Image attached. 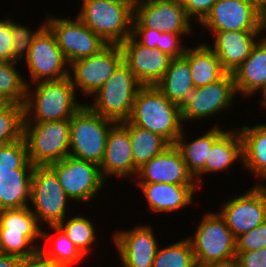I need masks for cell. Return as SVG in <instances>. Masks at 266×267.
I'll list each match as a JSON object with an SVG mask.
<instances>
[{"label": "cell", "instance_id": "obj_31", "mask_svg": "<svg viewBox=\"0 0 266 267\" xmlns=\"http://www.w3.org/2000/svg\"><path fill=\"white\" fill-rule=\"evenodd\" d=\"M44 228H49L52 233L55 232V236L52 237L54 234H50L49 229ZM41 241V244L46 243L48 247L46 248V245L43 244L44 246L41 245L40 250L58 267H73L81 261L84 262V259L87 260L58 226L43 227Z\"/></svg>", "mask_w": 266, "mask_h": 267}, {"label": "cell", "instance_id": "obj_9", "mask_svg": "<svg viewBox=\"0 0 266 267\" xmlns=\"http://www.w3.org/2000/svg\"><path fill=\"white\" fill-rule=\"evenodd\" d=\"M115 123L84 104L70 119L69 156L100 166L108 132Z\"/></svg>", "mask_w": 266, "mask_h": 267}, {"label": "cell", "instance_id": "obj_47", "mask_svg": "<svg viewBox=\"0 0 266 267\" xmlns=\"http://www.w3.org/2000/svg\"><path fill=\"white\" fill-rule=\"evenodd\" d=\"M261 93V101L260 105L266 109V83L265 85L259 90V94Z\"/></svg>", "mask_w": 266, "mask_h": 267}, {"label": "cell", "instance_id": "obj_42", "mask_svg": "<svg viewBox=\"0 0 266 267\" xmlns=\"http://www.w3.org/2000/svg\"><path fill=\"white\" fill-rule=\"evenodd\" d=\"M161 31L150 28H132V37L140 44L149 48H156L159 44Z\"/></svg>", "mask_w": 266, "mask_h": 267}, {"label": "cell", "instance_id": "obj_26", "mask_svg": "<svg viewBox=\"0 0 266 267\" xmlns=\"http://www.w3.org/2000/svg\"><path fill=\"white\" fill-rule=\"evenodd\" d=\"M240 161L242 166V138L237 128L227 130L213 143L205 161L204 168L194 177L199 187L203 176L207 174H221L231 170L234 164ZM230 168V169H229ZM219 172V173H218ZM200 183V184H199Z\"/></svg>", "mask_w": 266, "mask_h": 267}, {"label": "cell", "instance_id": "obj_46", "mask_svg": "<svg viewBox=\"0 0 266 267\" xmlns=\"http://www.w3.org/2000/svg\"><path fill=\"white\" fill-rule=\"evenodd\" d=\"M195 267H236L235 263H226V264H199L197 263Z\"/></svg>", "mask_w": 266, "mask_h": 267}, {"label": "cell", "instance_id": "obj_48", "mask_svg": "<svg viewBox=\"0 0 266 267\" xmlns=\"http://www.w3.org/2000/svg\"><path fill=\"white\" fill-rule=\"evenodd\" d=\"M146 1H151V0H128V2L134 7L135 5L146 2Z\"/></svg>", "mask_w": 266, "mask_h": 267}, {"label": "cell", "instance_id": "obj_13", "mask_svg": "<svg viewBox=\"0 0 266 267\" xmlns=\"http://www.w3.org/2000/svg\"><path fill=\"white\" fill-rule=\"evenodd\" d=\"M28 70L26 84L61 80L69 76V63L57 44L54 34L45 25L34 37L28 57L22 63ZM28 79V80H27Z\"/></svg>", "mask_w": 266, "mask_h": 267}, {"label": "cell", "instance_id": "obj_43", "mask_svg": "<svg viewBox=\"0 0 266 267\" xmlns=\"http://www.w3.org/2000/svg\"><path fill=\"white\" fill-rule=\"evenodd\" d=\"M18 267H58L40 249L34 254L21 258Z\"/></svg>", "mask_w": 266, "mask_h": 267}, {"label": "cell", "instance_id": "obj_32", "mask_svg": "<svg viewBox=\"0 0 266 267\" xmlns=\"http://www.w3.org/2000/svg\"><path fill=\"white\" fill-rule=\"evenodd\" d=\"M90 218V219H89ZM68 237V239L75 244L80 252L87 258L92 255L93 248L97 244L98 232L91 217H86L83 214L70 216L65 218L57 225ZM94 244V245H93ZM90 255V256H89Z\"/></svg>", "mask_w": 266, "mask_h": 267}, {"label": "cell", "instance_id": "obj_20", "mask_svg": "<svg viewBox=\"0 0 266 267\" xmlns=\"http://www.w3.org/2000/svg\"><path fill=\"white\" fill-rule=\"evenodd\" d=\"M123 62L142 86H155L168 69L172 57L156 48H149L129 36L120 44Z\"/></svg>", "mask_w": 266, "mask_h": 267}, {"label": "cell", "instance_id": "obj_30", "mask_svg": "<svg viewBox=\"0 0 266 267\" xmlns=\"http://www.w3.org/2000/svg\"><path fill=\"white\" fill-rule=\"evenodd\" d=\"M189 66L196 88L215 82L227 73L217 54L204 41L189 47Z\"/></svg>", "mask_w": 266, "mask_h": 267}, {"label": "cell", "instance_id": "obj_33", "mask_svg": "<svg viewBox=\"0 0 266 267\" xmlns=\"http://www.w3.org/2000/svg\"><path fill=\"white\" fill-rule=\"evenodd\" d=\"M133 163L139 169L170 144L160 135L129 123Z\"/></svg>", "mask_w": 266, "mask_h": 267}, {"label": "cell", "instance_id": "obj_10", "mask_svg": "<svg viewBox=\"0 0 266 267\" xmlns=\"http://www.w3.org/2000/svg\"><path fill=\"white\" fill-rule=\"evenodd\" d=\"M236 97L232 73H226L205 86L190 89L178 104L184 126L189 122L198 123L200 120H208L209 117L212 119L216 114H223V111L225 113L234 106Z\"/></svg>", "mask_w": 266, "mask_h": 267}, {"label": "cell", "instance_id": "obj_23", "mask_svg": "<svg viewBox=\"0 0 266 267\" xmlns=\"http://www.w3.org/2000/svg\"><path fill=\"white\" fill-rule=\"evenodd\" d=\"M266 30L242 31H209L212 44L204 39L208 46L217 54L223 69L233 73L250 55L251 49L264 35ZM260 36V37H259Z\"/></svg>", "mask_w": 266, "mask_h": 267}, {"label": "cell", "instance_id": "obj_29", "mask_svg": "<svg viewBox=\"0 0 266 267\" xmlns=\"http://www.w3.org/2000/svg\"><path fill=\"white\" fill-rule=\"evenodd\" d=\"M155 87L177 105L184 99L185 94L194 88L189 66V46L183 56L172 58L168 69Z\"/></svg>", "mask_w": 266, "mask_h": 267}, {"label": "cell", "instance_id": "obj_3", "mask_svg": "<svg viewBox=\"0 0 266 267\" xmlns=\"http://www.w3.org/2000/svg\"><path fill=\"white\" fill-rule=\"evenodd\" d=\"M31 85H27L24 123L70 120L85 104L82 100L78 101L80 94L76 93L69 76Z\"/></svg>", "mask_w": 266, "mask_h": 267}, {"label": "cell", "instance_id": "obj_4", "mask_svg": "<svg viewBox=\"0 0 266 267\" xmlns=\"http://www.w3.org/2000/svg\"><path fill=\"white\" fill-rule=\"evenodd\" d=\"M70 151V120L23 123V144L15 167L49 166Z\"/></svg>", "mask_w": 266, "mask_h": 267}, {"label": "cell", "instance_id": "obj_5", "mask_svg": "<svg viewBox=\"0 0 266 267\" xmlns=\"http://www.w3.org/2000/svg\"><path fill=\"white\" fill-rule=\"evenodd\" d=\"M129 123L148 129L175 144L185 127L177 104L155 86H142L135 97Z\"/></svg>", "mask_w": 266, "mask_h": 267}, {"label": "cell", "instance_id": "obj_36", "mask_svg": "<svg viewBox=\"0 0 266 267\" xmlns=\"http://www.w3.org/2000/svg\"><path fill=\"white\" fill-rule=\"evenodd\" d=\"M42 22L43 23L37 27V30H33L29 25L27 26L22 23H16L11 17V36L13 46L12 62L19 63L26 60L34 37L45 26V20Z\"/></svg>", "mask_w": 266, "mask_h": 267}, {"label": "cell", "instance_id": "obj_27", "mask_svg": "<svg viewBox=\"0 0 266 267\" xmlns=\"http://www.w3.org/2000/svg\"><path fill=\"white\" fill-rule=\"evenodd\" d=\"M237 129L242 138L243 170L257 177L255 185H266V123L242 124Z\"/></svg>", "mask_w": 266, "mask_h": 267}, {"label": "cell", "instance_id": "obj_22", "mask_svg": "<svg viewBox=\"0 0 266 267\" xmlns=\"http://www.w3.org/2000/svg\"><path fill=\"white\" fill-rule=\"evenodd\" d=\"M24 106L7 103L0 109V181L13 170L23 144Z\"/></svg>", "mask_w": 266, "mask_h": 267}, {"label": "cell", "instance_id": "obj_34", "mask_svg": "<svg viewBox=\"0 0 266 267\" xmlns=\"http://www.w3.org/2000/svg\"><path fill=\"white\" fill-rule=\"evenodd\" d=\"M17 65L16 62L0 61V96L8 103L24 106L27 84Z\"/></svg>", "mask_w": 266, "mask_h": 267}, {"label": "cell", "instance_id": "obj_16", "mask_svg": "<svg viewBox=\"0 0 266 267\" xmlns=\"http://www.w3.org/2000/svg\"><path fill=\"white\" fill-rule=\"evenodd\" d=\"M182 3L175 0H151L134 6L132 28H150L174 34H195V23Z\"/></svg>", "mask_w": 266, "mask_h": 267}, {"label": "cell", "instance_id": "obj_12", "mask_svg": "<svg viewBox=\"0 0 266 267\" xmlns=\"http://www.w3.org/2000/svg\"><path fill=\"white\" fill-rule=\"evenodd\" d=\"M46 16L45 25L54 34L69 65L76 60L99 53L108 45L77 16L60 17L50 13Z\"/></svg>", "mask_w": 266, "mask_h": 267}, {"label": "cell", "instance_id": "obj_21", "mask_svg": "<svg viewBox=\"0 0 266 267\" xmlns=\"http://www.w3.org/2000/svg\"><path fill=\"white\" fill-rule=\"evenodd\" d=\"M136 183L197 184L188 171L181 151L170 144L161 153L142 165L135 177Z\"/></svg>", "mask_w": 266, "mask_h": 267}, {"label": "cell", "instance_id": "obj_25", "mask_svg": "<svg viewBox=\"0 0 266 267\" xmlns=\"http://www.w3.org/2000/svg\"><path fill=\"white\" fill-rule=\"evenodd\" d=\"M265 32L251 49L250 55L232 73L237 95L248 99L258 94L266 83V36ZM240 93V94H239ZM244 96V97H243Z\"/></svg>", "mask_w": 266, "mask_h": 267}, {"label": "cell", "instance_id": "obj_2", "mask_svg": "<svg viewBox=\"0 0 266 267\" xmlns=\"http://www.w3.org/2000/svg\"><path fill=\"white\" fill-rule=\"evenodd\" d=\"M42 229L29 206L1 180L0 254L20 258L34 254L42 245Z\"/></svg>", "mask_w": 266, "mask_h": 267}, {"label": "cell", "instance_id": "obj_35", "mask_svg": "<svg viewBox=\"0 0 266 267\" xmlns=\"http://www.w3.org/2000/svg\"><path fill=\"white\" fill-rule=\"evenodd\" d=\"M158 248L152 267H195L196 260L190 240L183 238L177 242Z\"/></svg>", "mask_w": 266, "mask_h": 267}, {"label": "cell", "instance_id": "obj_51", "mask_svg": "<svg viewBox=\"0 0 266 267\" xmlns=\"http://www.w3.org/2000/svg\"><path fill=\"white\" fill-rule=\"evenodd\" d=\"M175 1L182 3L184 0H175Z\"/></svg>", "mask_w": 266, "mask_h": 267}, {"label": "cell", "instance_id": "obj_14", "mask_svg": "<svg viewBox=\"0 0 266 267\" xmlns=\"http://www.w3.org/2000/svg\"><path fill=\"white\" fill-rule=\"evenodd\" d=\"M122 62L120 45L108 44L99 53L72 62L69 66V77L77 93L79 91L84 98H90Z\"/></svg>", "mask_w": 266, "mask_h": 267}, {"label": "cell", "instance_id": "obj_50", "mask_svg": "<svg viewBox=\"0 0 266 267\" xmlns=\"http://www.w3.org/2000/svg\"><path fill=\"white\" fill-rule=\"evenodd\" d=\"M118 1H121V2H128V0H118Z\"/></svg>", "mask_w": 266, "mask_h": 267}, {"label": "cell", "instance_id": "obj_37", "mask_svg": "<svg viewBox=\"0 0 266 267\" xmlns=\"http://www.w3.org/2000/svg\"><path fill=\"white\" fill-rule=\"evenodd\" d=\"M266 247V221L236 238V252L255 251Z\"/></svg>", "mask_w": 266, "mask_h": 267}, {"label": "cell", "instance_id": "obj_15", "mask_svg": "<svg viewBox=\"0 0 266 267\" xmlns=\"http://www.w3.org/2000/svg\"><path fill=\"white\" fill-rule=\"evenodd\" d=\"M222 203L219 214L237 238L266 221V185H252Z\"/></svg>", "mask_w": 266, "mask_h": 267}, {"label": "cell", "instance_id": "obj_40", "mask_svg": "<svg viewBox=\"0 0 266 267\" xmlns=\"http://www.w3.org/2000/svg\"><path fill=\"white\" fill-rule=\"evenodd\" d=\"M217 1L218 0H184L182 5L188 17L193 20L194 23L199 24Z\"/></svg>", "mask_w": 266, "mask_h": 267}, {"label": "cell", "instance_id": "obj_17", "mask_svg": "<svg viewBox=\"0 0 266 267\" xmlns=\"http://www.w3.org/2000/svg\"><path fill=\"white\" fill-rule=\"evenodd\" d=\"M198 26L205 32L266 30L256 0H218Z\"/></svg>", "mask_w": 266, "mask_h": 267}, {"label": "cell", "instance_id": "obj_39", "mask_svg": "<svg viewBox=\"0 0 266 267\" xmlns=\"http://www.w3.org/2000/svg\"><path fill=\"white\" fill-rule=\"evenodd\" d=\"M11 15L0 19V61L12 62Z\"/></svg>", "mask_w": 266, "mask_h": 267}, {"label": "cell", "instance_id": "obj_41", "mask_svg": "<svg viewBox=\"0 0 266 267\" xmlns=\"http://www.w3.org/2000/svg\"><path fill=\"white\" fill-rule=\"evenodd\" d=\"M236 267H266V247L248 252H236Z\"/></svg>", "mask_w": 266, "mask_h": 267}, {"label": "cell", "instance_id": "obj_18", "mask_svg": "<svg viewBox=\"0 0 266 267\" xmlns=\"http://www.w3.org/2000/svg\"><path fill=\"white\" fill-rule=\"evenodd\" d=\"M150 224H136L131 229H117L112 235L121 264L118 267H152L161 244Z\"/></svg>", "mask_w": 266, "mask_h": 267}, {"label": "cell", "instance_id": "obj_19", "mask_svg": "<svg viewBox=\"0 0 266 267\" xmlns=\"http://www.w3.org/2000/svg\"><path fill=\"white\" fill-rule=\"evenodd\" d=\"M137 171L138 168L133 163L129 122L115 123L108 132L106 149L100 164L101 175L105 181L112 177L133 180Z\"/></svg>", "mask_w": 266, "mask_h": 267}, {"label": "cell", "instance_id": "obj_6", "mask_svg": "<svg viewBox=\"0 0 266 267\" xmlns=\"http://www.w3.org/2000/svg\"><path fill=\"white\" fill-rule=\"evenodd\" d=\"M77 17L108 44L120 45L132 35L134 7L118 0H81Z\"/></svg>", "mask_w": 266, "mask_h": 267}, {"label": "cell", "instance_id": "obj_45", "mask_svg": "<svg viewBox=\"0 0 266 267\" xmlns=\"http://www.w3.org/2000/svg\"><path fill=\"white\" fill-rule=\"evenodd\" d=\"M259 17L261 22L266 27V0H256Z\"/></svg>", "mask_w": 266, "mask_h": 267}, {"label": "cell", "instance_id": "obj_1", "mask_svg": "<svg viewBox=\"0 0 266 267\" xmlns=\"http://www.w3.org/2000/svg\"><path fill=\"white\" fill-rule=\"evenodd\" d=\"M3 181L29 206L43 227L57 226L70 214L67 211L72 201L49 166L14 167Z\"/></svg>", "mask_w": 266, "mask_h": 267}, {"label": "cell", "instance_id": "obj_28", "mask_svg": "<svg viewBox=\"0 0 266 267\" xmlns=\"http://www.w3.org/2000/svg\"><path fill=\"white\" fill-rule=\"evenodd\" d=\"M186 127L177 138L175 145L181 151L184 162L186 163L188 171L195 177L205 166V161L208 160V154L212 148L213 143L226 131L223 126L215 123L205 133L197 136L191 141L186 138ZM185 130V131H184Z\"/></svg>", "mask_w": 266, "mask_h": 267}, {"label": "cell", "instance_id": "obj_44", "mask_svg": "<svg viewBox=\"0 0 266 267\" xmlns=\"http://www.w3.org/2000/svg\"><path fill=\"white\" fill-rule=\"evenodd\" d=\"M20 257L0 254V267H18Z\"/></svg>", "mask_w": 266, "mask_h": 267}, {"label": "cell", "instance_id": "obj_38", "mask_svg": "<svg viewBox=\"0 0 266 267\" xmlns=\"http://www.w3.org/2000/svg\"><path fill=\"white\" fill-rule=\"evenodd\" d=\"M184 36L191 38L192 36L194 37V34H174L162 32L159 44H157V49L168 54L172 58L181 57L185 54L186 48L188 47V45L185 46L186 43L183 42V38H185Z\"/></svg>", "mask_w": 266, "mask_h": 267}, {"label": "cell", "instance_id": "obj_24", "mask_svg": "<svg viewBox=\"0 0 266 267\" xmlns=\"http://www.w3.org/2000/svg\"><path fill=\"white\" fill-rule=\"evenodd\" d=\"M141 189L151 213H176L191 206L198 184L135 183ZM195 196V197H194Z\"/></svg>", "mask_w": 266, "mask_h": 267}, {"label": "cell", "instance_id": "obj_7", "mask_svg": "<svg viewBox=\"0 0 266 267\" xmlns=\"http://www.w3.org/2000/svg\"><path fill=\"white\" fill-rule=\"evenodd\" d=\"M192 236L187 238L196 263L226 264L235 262L236 238L218 211H205Z\"/></svg>", "mask_w": 266, "mask_h": 267}, {"label": "cell", "instance_id": "obj_11", "mask_svg": "<svg viewBox=\"0 0 266 267\" xmlns=\"http://www.w3.org/2000/svg\"><path fill=\"white\" fill-rule=\"evenodd\" d=\"M57 175L68 198L75 203L94 201L106 186L100 166L96 163L66 156L49 165Z\"/></svg>", "mask_w": 266, "mask_h": 267}, {"label": "cell", "instance_id": "obj_8", "mask_svg": "<svg viewBox=\"0 0 266 267\" xmlns=\"http://www.w3.org/2000/svg\"><path fill=\"white\" fill-rule=\"evenodd\" d=\"M142 85L135 75L122 62L101 88L85 104L104 118L118 122L127 121L131 115L133 103Z\"/></svg>", "mask_w": 266, "mask_h": 267}, {"label": "cell", "instance_id": "obj_49", "mask_svg": "<svg viewBox=\"0 0 266 267\" xmlns=\"http://www.w3.org/2000/svg\"><path fill=\"white\" fill-rule=\"evenodd\" d=\"M8 102H6L1 96H0V109H2Z\"/></svg>", "mask_w": 266, "mask_h": 267}]
</instances>
